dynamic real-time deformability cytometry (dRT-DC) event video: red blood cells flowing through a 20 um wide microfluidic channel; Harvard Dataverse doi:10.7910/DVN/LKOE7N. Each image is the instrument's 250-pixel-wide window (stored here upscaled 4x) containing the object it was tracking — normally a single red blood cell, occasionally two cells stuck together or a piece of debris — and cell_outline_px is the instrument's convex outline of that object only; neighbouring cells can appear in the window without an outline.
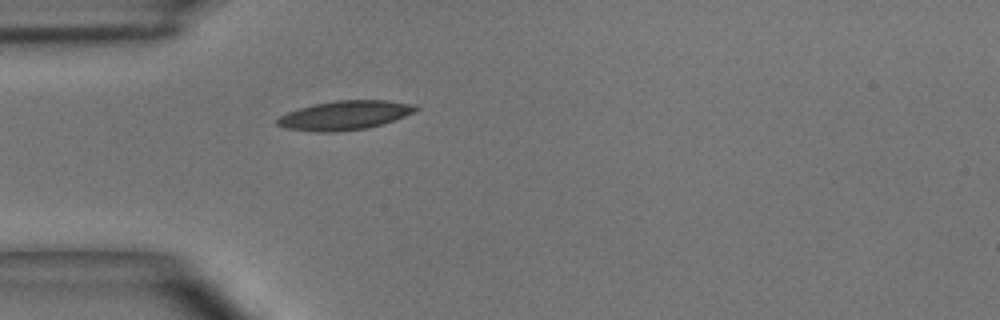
{"species": "common noctule bat (a hibernating species)", "species_latin": "Nyctalus noctula", "temperature_condition": "room temperature", "stored_images_in_passage": 1, "camera_frame_rate_fps": 3000, "um_per_image_px": 0.085, "animal": {"sex": "male", "body_mass_g": 15.6}, "frame": {"image": 1, "passage_image": 1, "time_ms": 0.0, "image_size_px": [1000, 320], "cell_outline_px": [[420, 108], [404, 116], [380, 124], [364, 128], [332, 132], [316, 132], [284, 128], [276, 124], [276, 120], [280, 116], [288, 112], [300, 108], [316, 104], [336, 100], [388, 100], [416, 104]], "centroid_in_image_um": [29.29, 9.79], "position_along_channel_um": 55.7, "area_um2": 23.18}}